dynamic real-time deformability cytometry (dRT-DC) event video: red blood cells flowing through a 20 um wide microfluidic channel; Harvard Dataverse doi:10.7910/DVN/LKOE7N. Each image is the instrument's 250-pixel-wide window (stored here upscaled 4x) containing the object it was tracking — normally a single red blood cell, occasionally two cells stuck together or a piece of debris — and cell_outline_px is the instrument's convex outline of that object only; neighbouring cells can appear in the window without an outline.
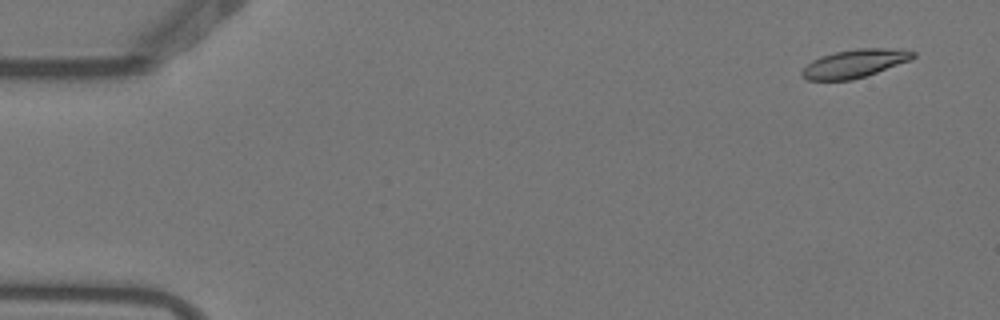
{"species": "Egyptian fruit bat (a non-hibernating species)", "species_latin": "Rousettus aegyptiacus", "temperature_condition": "warm", "stored_images_in_passage": 5, "camera_frame_rate_fps": 3000, "um_per_image_px": 0.085, "animal": {"sex": "female"}, "frame": {"image": 1, "passage_image": 1, "time_ms": 0.0, "image_size_px": [1000, 320], "cell_outline_px": [[916, 56], [912, 60], [852, 80], [808, 80], [800, 76], [800, 72], [812, 60], [820, 56], [836, 52], [856, 48], [884, 48], [916, 52]], "centroid_in_image_um": [72.62, 5.4], "position_along_channel_um": 12.4, "area_um2": 18.15}}